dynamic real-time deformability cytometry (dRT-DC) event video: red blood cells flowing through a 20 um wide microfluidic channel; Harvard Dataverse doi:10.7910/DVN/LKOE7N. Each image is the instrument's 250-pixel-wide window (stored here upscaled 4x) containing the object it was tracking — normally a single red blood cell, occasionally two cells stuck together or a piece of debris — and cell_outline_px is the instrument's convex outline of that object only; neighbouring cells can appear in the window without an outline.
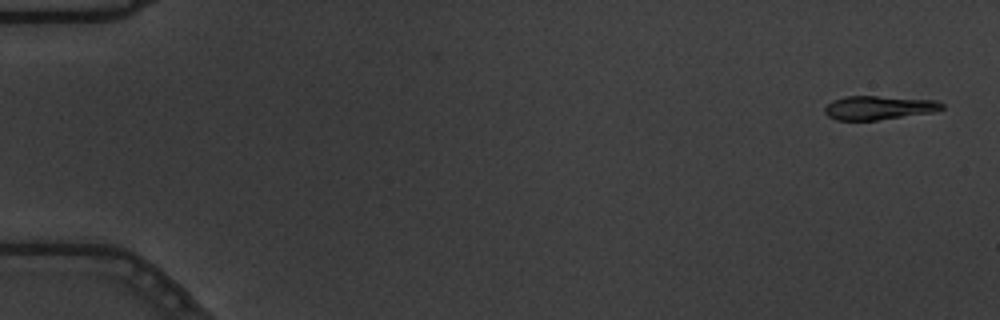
{"species": "common noctule bat (a hibernating species)", "species_latin": "Nyctalus noctula", "temperature_condition": "warm", "stored_images_in_passage": 56, "camera_frame_rate_fps": 3000, "um_per_image_px": 0.085, "animal": {"sex": "male", "body_mass_g": 19.5, "forearm_length_mm": 54.6}, "frame": {"image": 1, "passage_image": 2, "time_ms": 0.333, "image_size_px": [1000, 320], "cell_outline_px": [[944, 108], [932, 112], [876, 120], [836, 120], [828, 116], [824, 112], [824, 108], [832, 100], [844, 96], [876, 96], [936, 100], [944, 104]], "centroid_in_image_um": [74.66, 9.15], "position_along_channel_um": 10.3, "area_um2": 16.18}}
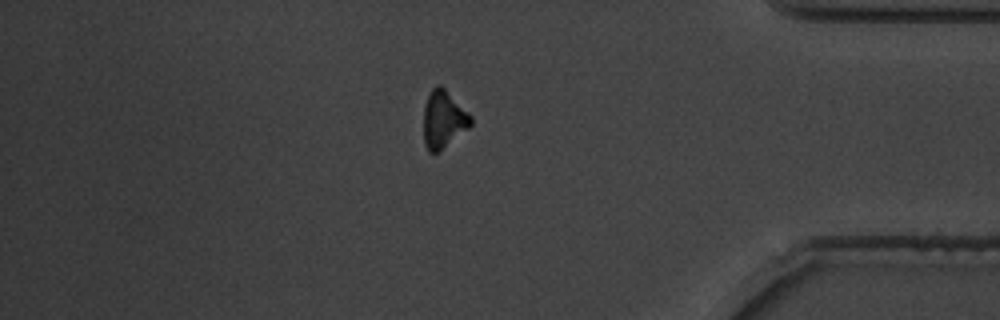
{"frame": {"image": 2, "passage_image": 48, "time_ms": 15.667, "image_size_px": [1000, 320], "cell_outline_px": [[472, 124], [468, 128], [440, 152], [428, 152], [424, 144], [424, 108], [428, 96], [432, 88], [436, 84], [440, 84], [472, 116]], "centroid_in_image_um": [37.69, 10.17], "position_along_channel_um": 397.5, "area_um2": 15.78}}
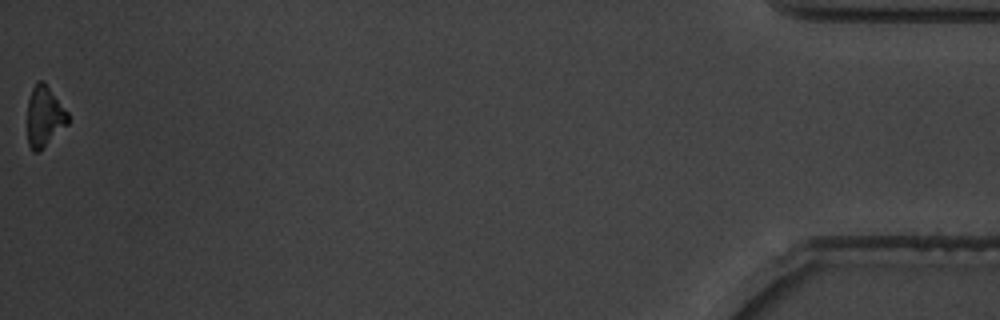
{"frame": {"image": 3, "passage_image": 56, "time_ms": 18.333, "image_size_px": [1000, 320], "cell_outline_px": [[68, 124], [36, 152], [32, 152], [28, 144], [28, 100], [32, 88], [36, 80], [44, 80], [68, 112]], "centroid_in_image_um": [3.77, 9.83], "position_along_channel_um": 431.4, "area_um2": 14.16}, "authors_computed_cell_mechanics": {"area_um2": 16.8776, "velocity_mm_per_s": 3.6773, "shape_relaxation_time_tau1_ms": 2.4917, "shape_relaxation_time_tau2_ms": null, "deformation_change_tau1": 0.1473, "deformation_change_tau2": null}}